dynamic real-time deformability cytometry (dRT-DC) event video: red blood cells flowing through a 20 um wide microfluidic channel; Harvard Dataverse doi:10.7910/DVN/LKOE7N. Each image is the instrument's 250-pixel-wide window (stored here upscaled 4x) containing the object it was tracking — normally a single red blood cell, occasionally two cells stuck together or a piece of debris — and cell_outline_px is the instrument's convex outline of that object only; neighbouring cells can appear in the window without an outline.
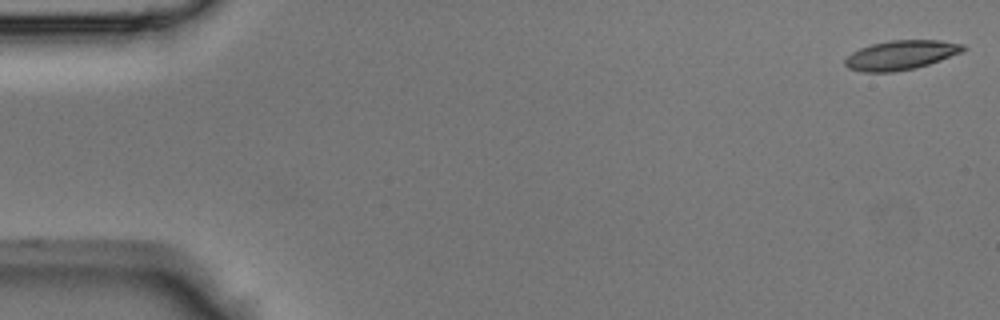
{"species": "Egyptian fruit bat (a non-hibernating species)", "species_latin": "Rousettus aegyptiacus", "temperature_condition": "room temperature", "stored_images_in_passage": 14, "camera_frame_rate_fps": 3000, "um_per_image_px": 0.085, "animal": {"sex": "male"}, "frame": {"image": 1, "passage_image": 1, "time_ms": 0.0, "image_size_px": [1000, 320], "cell_outline_px": [[968, 48], [960, 52], [940, 60], [916, 68], [892, 72], [864, 72], [848, 68], [844, 64], [844, 60], [852, 52], [860, 48], [872, 44], [892, 40], [940, 40], [964, 44]], "centroid_in_image_um": [76.57, 4.68], "position_along_channel_um": 8.4, "area_um2": 20.11}}
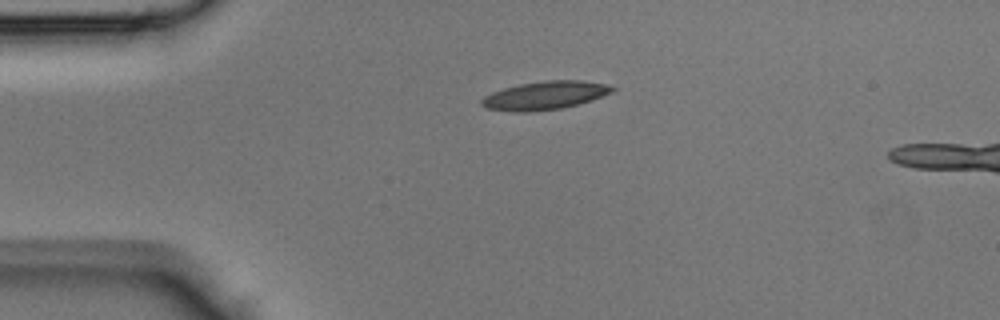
{"frame": {"image": 2, "passage_image": 10, "time_ms": 3.0, "image_size_px": [1000, 320], "cell_outline_px": [[616, 88], [612, 92], [592, 100], [560, 108], [524, 112], [520, 112], [488, 108], [480, 104], [480, 100], [484, 96], [492, 92], [504, 88], [520, 84], [548, 80], [580, 80], [608, 84]], "centroid_in_image_um": [46.33, 8.1], "position_along_channel_um": 38.7, "area_um2": 21.27}}